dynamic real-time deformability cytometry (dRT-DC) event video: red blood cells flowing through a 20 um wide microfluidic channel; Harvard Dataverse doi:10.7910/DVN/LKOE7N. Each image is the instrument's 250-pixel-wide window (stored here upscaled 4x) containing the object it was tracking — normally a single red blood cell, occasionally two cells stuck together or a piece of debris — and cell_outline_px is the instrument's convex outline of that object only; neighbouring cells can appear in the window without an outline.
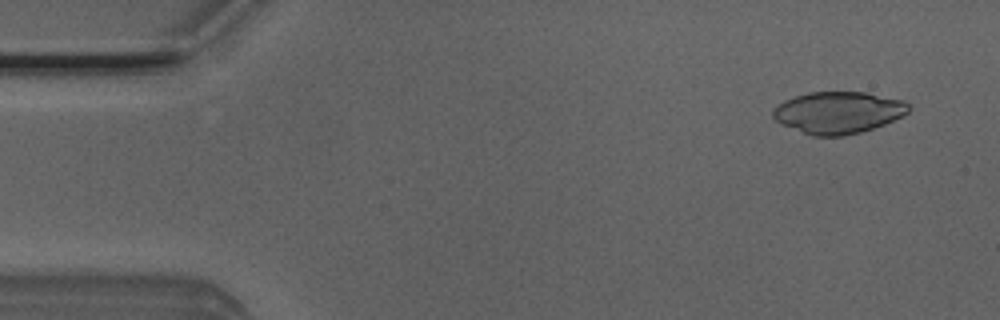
{"species": "Egyptian fruit bat (a non-hibernating species)", "species_latin": "Rousettus aegyptiacus", "temperature_condition": "room temperature", "stored_images_in_passage": 12, "camera_frame_rate_fps": 3000, "um_per_image_px": 0.085, "animal": {"sex": "male"}, "frame": {"image": 1, "passage_image": 3, "time_ms": 0.667, "image_size_px": [1000, 320], "cell_outline_px": [[912, 108], [908, 112], [884, 124], [860, 132], [844, 136], [812, 136], [780, 124], [772, 116], [772, 108], [784, 100], [808, 92], [868, 92], [904, 100], [912, 104]], "centroid_in_image_um": [71.25, 9.55], "position_along_channel_um": 13.8, "area_um2": 33.35}}